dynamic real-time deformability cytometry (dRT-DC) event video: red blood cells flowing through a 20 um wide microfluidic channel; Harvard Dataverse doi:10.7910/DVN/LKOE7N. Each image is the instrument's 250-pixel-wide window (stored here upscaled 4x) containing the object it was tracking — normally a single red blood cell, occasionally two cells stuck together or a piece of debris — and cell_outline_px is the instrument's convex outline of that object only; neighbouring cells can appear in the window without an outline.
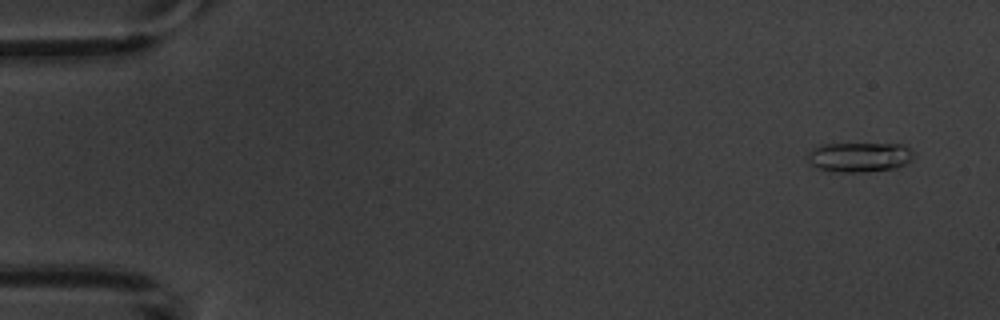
{"species": "common noctule bat (a hibernating species)", "species_latin": "Nyctalus noctula", "temperature_condition": "warm", "stored_images_in_passage": 5, "camera_frame_rate_fps": 3000, "um_per_image_px": 0.085, "animal": {"sex": "male", "body_mass_g": 20.1, "forearm_length_mm": 53.5}, "frame": {"image": 1, "passage_image": 1, "time_ms": 0.0, "image_size_px": [1000, 320], "cell_outline_px": [[912, 160], [908, 164], [896, 168], [868, 172], [828, 172], [808, 164], [808, 152], [812, 148], [820, 144], [904, 144], [912, 152]], "centroid_in_image_um": [73.01, 13.37], "position_along_channel_um": 12.0, "area_um2": 18.73}}